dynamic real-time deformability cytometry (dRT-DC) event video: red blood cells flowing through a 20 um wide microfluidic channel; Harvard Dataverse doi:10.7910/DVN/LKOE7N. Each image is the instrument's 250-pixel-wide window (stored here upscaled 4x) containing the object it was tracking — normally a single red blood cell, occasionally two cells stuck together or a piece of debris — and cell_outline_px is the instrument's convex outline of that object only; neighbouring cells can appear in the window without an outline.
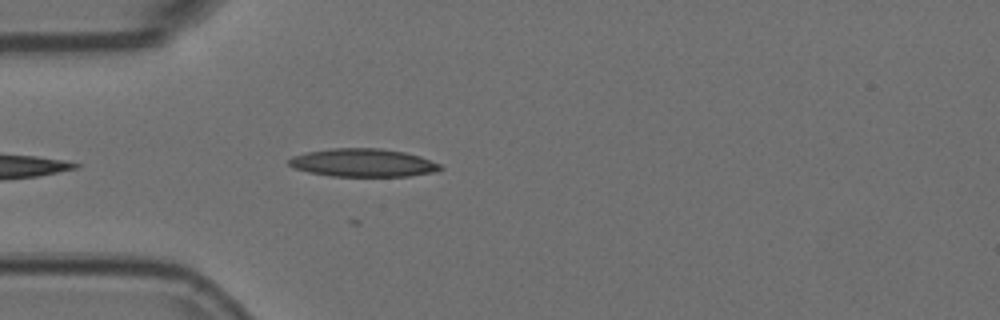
{"species": "Egyptian fruit bat (a non-hibernating species)", "species_latin": "Rousettus aegyptiacus", "temperature_condition": "room temperature", "stored_images_in_passage": 13, "camera_frame_rate_fps": 3000, "um_per_image_px": 0.085, "animal": {"sex": "female"}, "frame": {"image": 1, "passage_image": 3, "time_ms": 0.667, "image_size_px": [1000, 320], "cell_outline_px": [[444, 168], [432, 172], [408, 176], [332, 176], [308, 172], [292, 168], [288, 164], [288, 160], [292, 156], [308, 152], [332, 148], [380, 148], [404, 152], [420, 156], [440, 164]], "centroid_in_image_um": [30.83, 13.83], "position_along_channel_um": 54.2, "area_um2": 24.74}}
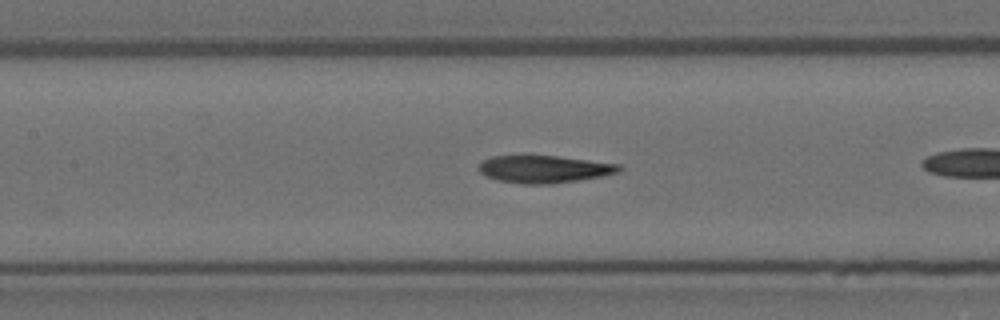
{"frame": {"image": 2, "passage_image": 9, "time_ms": 2.667, "image_size_px": [1000, 320], "cell_outline_px": [[624, 168], [620, 172], [600, 176], [576, 180], [548, 184], [524, 184], [496, 180], [480, 172], [476, 168], [484, 160], [492, 156], [556, 156], [620, 164]], "centroid_in_image_um": [46.25, 14.38], "position_along_channel_um": 161.1, "area_um2": 22.2}}
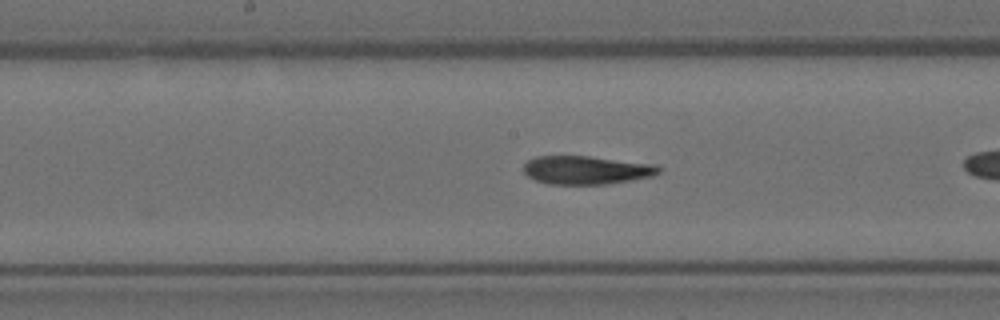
{"frame": {"image": 3, "passage_image": 12, "time_ms": 3.667, "image_size_px": [1000, 320], "cell_outline_px": [[660, 172], [652, 176], [632, 180], [608, 184], [548, 184], [536, 180], [528, 176], [524, 172], [524, 164], [528, 160], [536, 156], [588, 156], [652, 164], [660, 168]], "centroid_in_image_um": [49.81, 14.46], "position_along_channel_um": 198.4, "area_um2": 22.2}}